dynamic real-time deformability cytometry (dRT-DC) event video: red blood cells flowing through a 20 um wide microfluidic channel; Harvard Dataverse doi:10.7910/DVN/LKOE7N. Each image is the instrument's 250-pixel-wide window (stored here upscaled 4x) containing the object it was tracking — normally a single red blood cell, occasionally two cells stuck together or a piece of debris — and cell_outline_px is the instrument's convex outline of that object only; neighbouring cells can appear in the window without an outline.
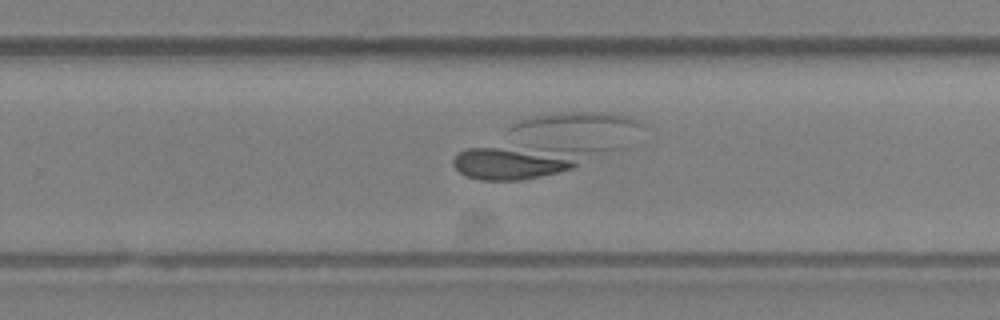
{"species": "Egyptian fruit bat (a non-hibernating species)", "species_latin": "Rousettus aegyptiacus", "temperature_condition": "room temperature", "stored_images_in_passage": 49, "camera_frame_rate_fps": 3000, "um_per_image_px": 0.085, "animal": {"sex": "female"}, "frame": {"image": 1, "passage_image": 31, "time_ms": 10.0, "image_size_px": [1000, 320], "cell_outline_px": [[624, 148], [572, 168], [540, 176], [520, 180], [480, 180], [468, 176], [460, 172], [452, 164], [452, 160], [460, 152], [468, 148]], "centroid_in_image_um": [44.42, 13.73], "position_along_channel_um": 285.4, "area_um2": 27.57}}
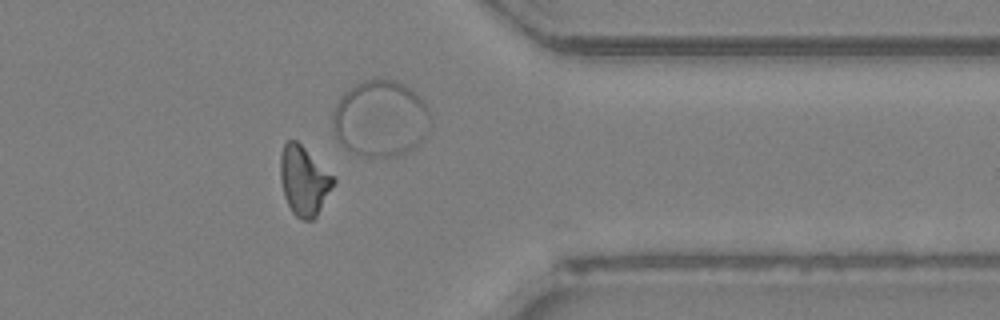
{"frame": {"image": 2, "passage_image": 39, "time_ms": 12.667, "image_size_px": [1000, 320], "cell_outline_px": [[336, 184], [316, 216], [312, 220], [300, 220], [292, 212], [284, 196], [280, 180], [280, 156], [284, 144], [288, 140], [296, 140], [336, 176]], "centroid_in_image_um": [25.86, 15.36], "position_along_channel_um": 385.5, "area_um2": 21.79}}